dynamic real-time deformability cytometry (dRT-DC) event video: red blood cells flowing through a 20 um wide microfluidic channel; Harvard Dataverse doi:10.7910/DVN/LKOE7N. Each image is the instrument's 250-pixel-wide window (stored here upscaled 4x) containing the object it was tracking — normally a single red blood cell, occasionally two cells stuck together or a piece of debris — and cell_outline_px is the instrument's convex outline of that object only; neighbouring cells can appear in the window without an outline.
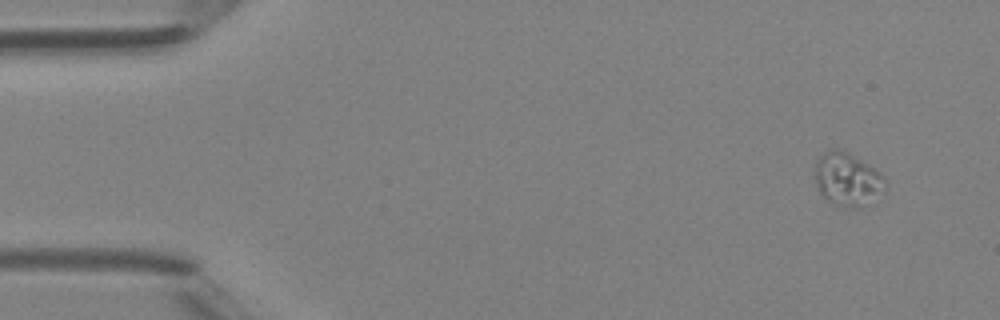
{"species": "Egyptian fruit bat (a non-hibernating species)", "species_latin": "Rousettus aegyptiacus", "temperature_condition": "room temperature", "stored_images_in_passage": 5, "camera_frame_rate_fps": 3000, "um_per_image_px": 0.085, "animal": {"sex": "female"}, "frame": {"image": 1, "passage_image": 1, "time_ms": 0.0, "image_size_px": [1000, 320], "cell_outline_px": [[888, 184], [884, 192], [860, 208], [848, 208], [836, 204], [828, 200], [820, 192], [816, 184], [816, 160], [828, 148], [844, 148], [876, 168], [884, 176]], "centroid_in_image_um": [72.08, 15.2], "position_along_channel_um": 12.9, "area_um2": 22.31}}
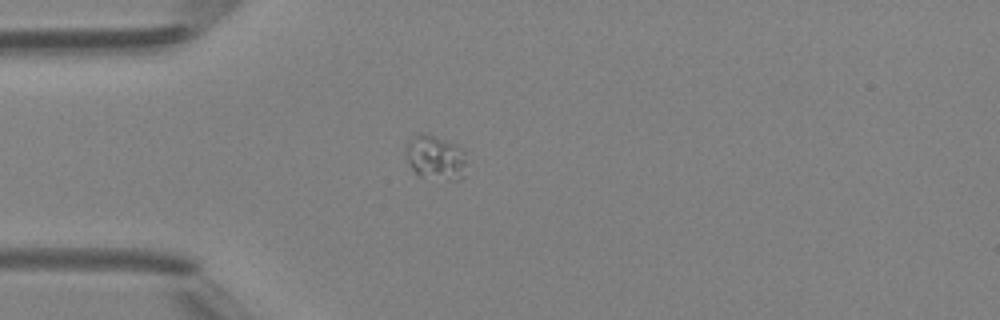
{"frame": {"image": 2, "passage_image": 4, "time_ms": 3.333, "image_size_px": [1000, 320], "cell_outline_px": [[464, 176], [460, 180], [452, 180], [420, 176], [412, 168], [404, 152], [404, 148], [408, 140], [416, 132], [424, 132], [460, 144], [464, 148]], "centroid_in_image_um": [37.0, 13.33], "position_along_channel_um": 48.0, "area_um2": 16.13}}